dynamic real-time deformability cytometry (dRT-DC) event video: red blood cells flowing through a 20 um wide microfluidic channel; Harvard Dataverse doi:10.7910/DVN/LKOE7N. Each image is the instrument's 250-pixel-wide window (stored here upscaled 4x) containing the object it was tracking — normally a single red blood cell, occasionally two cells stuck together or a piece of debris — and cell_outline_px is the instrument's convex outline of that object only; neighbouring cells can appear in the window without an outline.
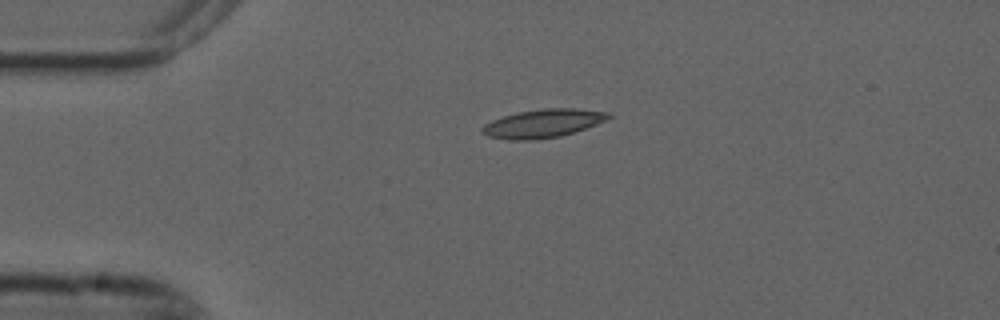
{"species": "common noctule bat (a hibernating species)", "species_latin": "Nyctalus noctula", "temperature_condition": "cold", "stored_images_in_passage": 3, "camera_frame_rate_fps": 3000, "um_per_image_px": 0.085, "animal": {"sex": "male", "forearm_length_mm": 52.5}, "frame": {"image": 1, "passage_image": 2, "time_ms": 0.333, "image_size_px": [1000, 320], "cell_outline_px": [[612, 116], [608, 120], [560, 136], [536, 140], [508, 140], [488, 136], [480, 132], [480, 128], [484, 124], [492, 120], [504, 116], [520, 112], [544, 108], [576, 108], [612, 112]], "centroid_in_image_um": [46.16, 10.49], "position_along_channel_um": 38.8, "area_um2": 20.98}}